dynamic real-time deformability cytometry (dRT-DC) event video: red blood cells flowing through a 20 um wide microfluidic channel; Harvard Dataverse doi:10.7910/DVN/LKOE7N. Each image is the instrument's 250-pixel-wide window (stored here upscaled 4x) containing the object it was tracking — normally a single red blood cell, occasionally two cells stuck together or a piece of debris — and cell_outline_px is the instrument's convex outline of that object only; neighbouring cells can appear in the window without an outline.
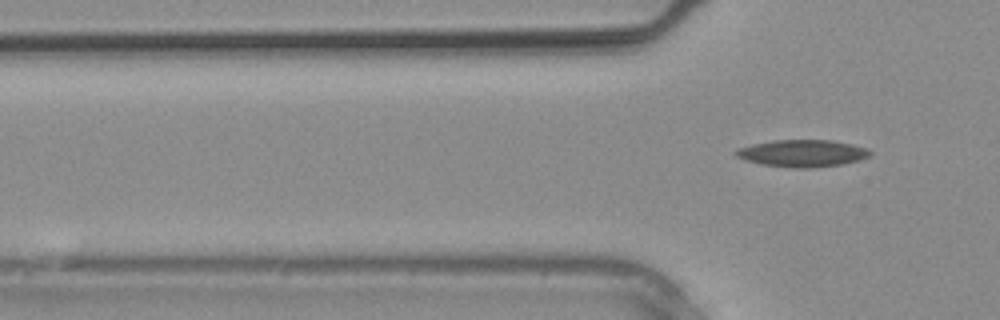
{"species": "common noctule bat (a hibernating species)", "species_latin": "Nyctalus noctula", "temperature_condition": "warm", "stored_images_in_passage": 4, "camera_frame_rate_fps": 3000, "um_per_image_px": 0.085, "animal": {"sex": "male", "body_mass_g": 20.4}, "frame": {"image": 1, "passage_image": 4, "time_ms": 1.0, "image_size_px": [1000, 320], "cell_outline_px": [[872, 152], [868, 156], [860, 160], [840, 164], [812, 168], [796, 168], [764, 164], [744, 160], [736, 156], [732, 152], [740, 148], [752, 144], [772, 140], [832, 140], [852, 144], [864, 148]], "centroid_in_image_um": [68.17, 13.02], "position_along_channel_um": 57.6, "area_um2": 20.98}}